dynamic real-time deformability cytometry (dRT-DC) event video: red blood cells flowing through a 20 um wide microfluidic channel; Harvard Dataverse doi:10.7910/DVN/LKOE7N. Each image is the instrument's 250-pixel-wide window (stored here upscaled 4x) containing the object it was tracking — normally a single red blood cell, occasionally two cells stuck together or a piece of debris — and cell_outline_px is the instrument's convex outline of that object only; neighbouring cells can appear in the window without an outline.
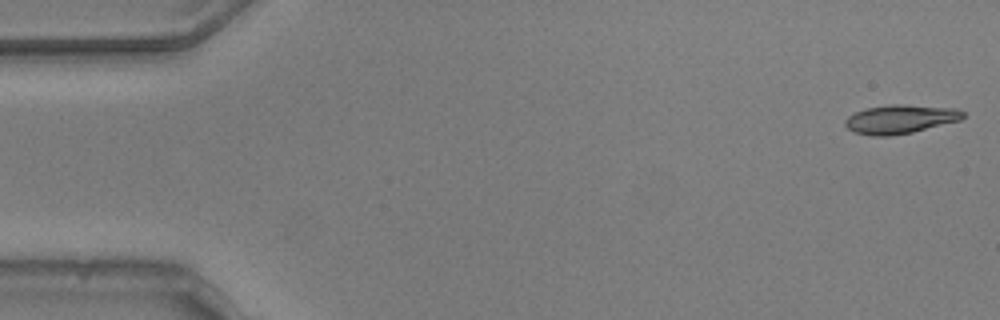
{"species": "common noctule bat (a hibernating species)", "species_latin": "Nyctalus noctula", "temperature_condition": "warm", "stored_images_in_passage": 53, "camera_frame_rate_fps": 3000, "um_per_image_px": 0.085, "animal": {"sex": "male", "body_mass_g": 20.5, "forearm_length_mm": 52.5}, "frame": {"image": 1, "passage_image": 1, "time_ms": 0.0, "image_size_px": [1000, 320], "cell_outline_px": [[964, 116], [960, 120], [912, 132], [888, 136], [872, 136], [852, 132], [844, 124], [844, 120], [848, 116], [856, 112], [868, 108], [892, 104], [904, 104], [956, 108], [964, 112]], "centroid_in_image_um": [76.5, 10.13], "position_along_channel_um": 8.5, "area_um2": 19.71}}
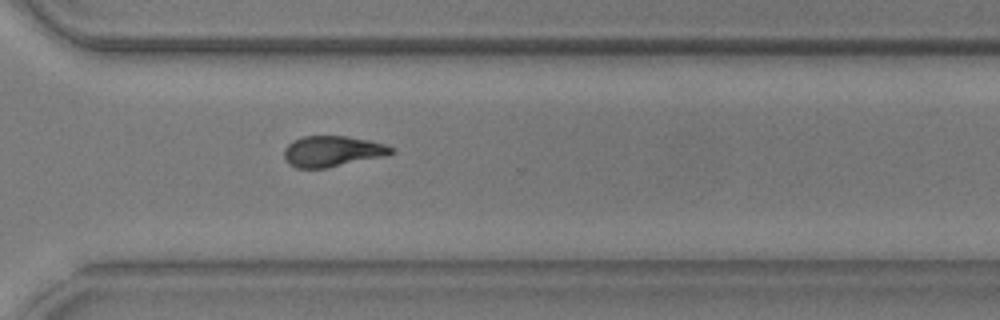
{"frame": {"image": 2, "passage_image": 38, "time_ms": 12.333, "image_size_px": [1000, 320], "cell_outline_px": [[396, 152], [388, 156], [328, 168], [296, 168], [288, 164], [284, 156], [284, 148], [292, 140], [304, 136], [344, 136], [368, 140], [384, 144], [396, 148]], "centroid_in_image_um": [28.29, 12.87], "position_along_channel_um": 342.3, "area_um2": 19.59}}
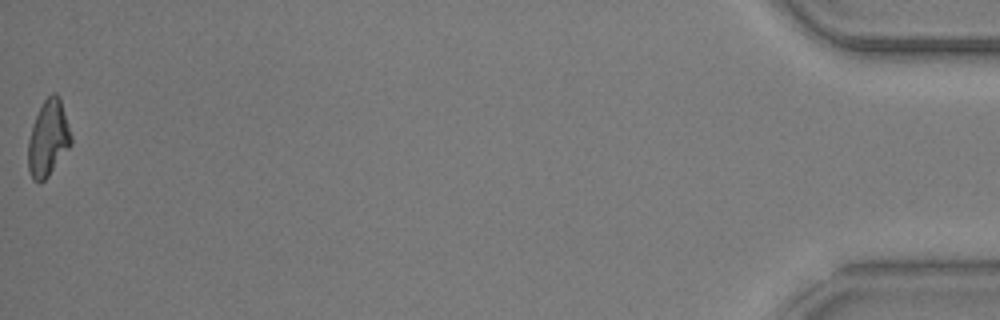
{"frame": {"image": 3, "passage_image": 53, "time_ms": 17.333, "image_size_px": [1000, 320], "cell_outline_px": [[72, 144], [48, 176], [40, 184], [32, 180], [28, 168], [28, 140], [32, 124], [44, 100], [52, 92], [56, 92], [60, 96], [72, 136]], "centroid_in_image_um": [4.1, 11.76], "position_along_channel_um": 431.1, "area_um2": 19.19}, "authors_computed_cell_mechanics": {"area_um2": 19.5942, "velocity_mm_per_s": 3.7912, "shape_relaxation_time_tau1_ms": 3.5041, "shape_relaxation_time_tau2_ms": 3.6231, "deformation_change_tau1": 0.1549, "deformation_change_tau2": 0.1074}}